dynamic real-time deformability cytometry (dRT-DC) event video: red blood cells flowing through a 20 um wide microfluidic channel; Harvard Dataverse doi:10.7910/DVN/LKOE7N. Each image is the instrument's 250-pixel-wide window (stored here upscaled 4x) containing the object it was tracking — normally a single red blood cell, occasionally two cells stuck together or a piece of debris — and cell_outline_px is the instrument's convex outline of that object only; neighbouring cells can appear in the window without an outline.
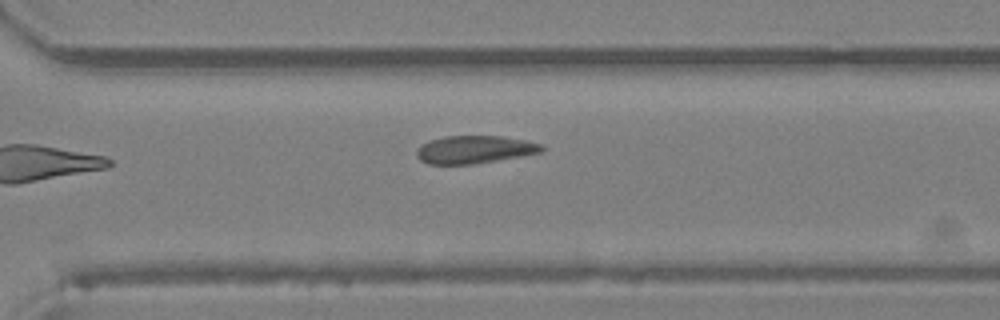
{"species": "Egyptian fruit bat (a non-hibernating species)", "species_latin": "Rousettus aegyptiacus", "temperature_condition": "room temperature", "stored_images_in_passage": 22, "camera_frame_rate_fps": 3000, "um_per_image_px": 0.085, "animal": {"sex": "female"}, "frame": {"image": 1, "passage_image": 22, "time_ms": 7.0, "image_size_px": [1000, 320], "cell_outline_px": [[544, 148], [540, 152], [520, 156], [472, 164], [428, 164], [420, 160], [416, 156], [416, 148], [420, 144], [444, 136], [500, 136], [524, 140], [544, 144]], "centroid_in_image_um": [40.29, 12.71], "position_along_channel_um": 330.3, "area_um2": 20.17}}